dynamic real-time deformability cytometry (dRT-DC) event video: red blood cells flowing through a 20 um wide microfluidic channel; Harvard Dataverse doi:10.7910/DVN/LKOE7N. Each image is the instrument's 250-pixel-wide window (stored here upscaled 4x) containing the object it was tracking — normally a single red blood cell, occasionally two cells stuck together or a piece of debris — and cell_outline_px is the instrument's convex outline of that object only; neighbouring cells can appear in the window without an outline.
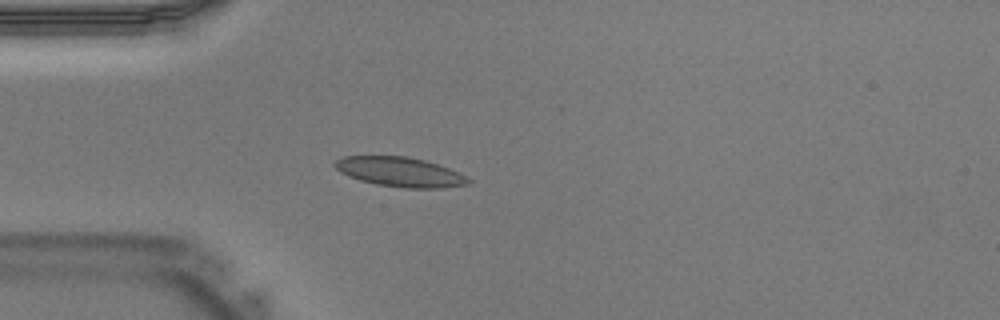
{"species": "Egyptian fruit bat (a non-hibernating species)", "species_latin": "Rousettus aegyptiacus", "temperature_condition": "warm", "stored_images_in_passage": 34, "camera_frame_rate_fps": 3000, "um_per_image_px": 0.085, "animal": {"sex": "male"}, "frame": {"image": 1, "passage_image": 5, "time_ms": 1.333, "image_size_px": [1000, 320], "cell_outline_px": [[472, 180], [468, 184], [440, 188], [404, 188], [376, 184], [360, 180], [348, 176], [340, 172], [332, 164], [336, 160], [344, 156], [408, 156], [424, 160], [448, 168]], "centroid_in_image_um": [33.95, 14.61], "position_along_channel_um": 51.0, "area_um2": 22.83}}
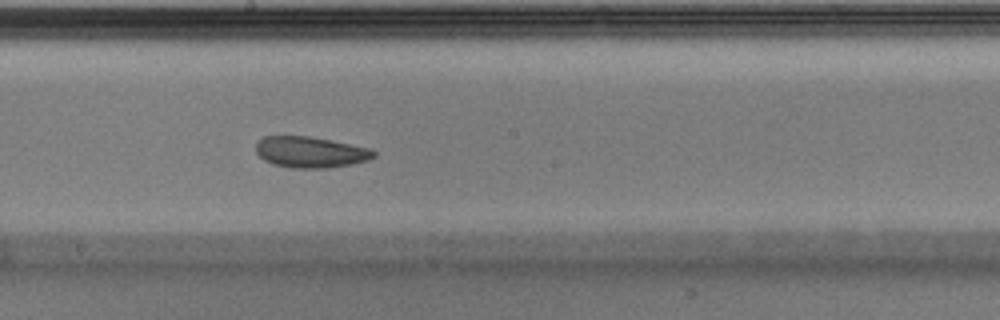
{"frame": {"image": 2, "passage_image": 16, "time_ms": 5.0, "image_size_px": [1000, 320], "cell_outline_px": [[376, 156], [368, 160], [352, 164], [328, 168], [292, 168], [272, 164], [264, 160], [256, 152], [256, 144], [264, 136], [308, 136], [372, 148], [376, 152]], "centroid_in_image_um": [26.41, 12.94], "position_along_channel_um": 221.8, "area_um2": 21.39}}
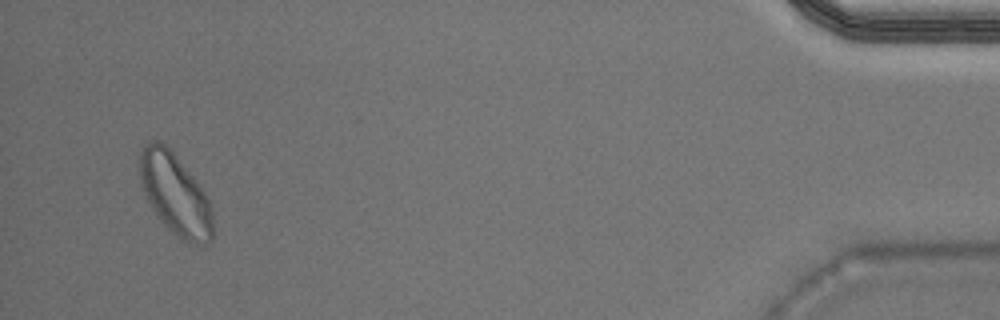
{"frame": {"image": 3, "passage_image": 33, "time_ms": 10.667, "image_size_px": [1000, 320], "cell_outline_px": [[212, 240], [208, 244], [188, 244], [172, 232], [156, 216], [140, 184], [140, 152], [144, 144], [148, 140], [156, 140], [164, 144], [172, 152], [192, 176], [204, 192], [212, 208]], "centroid_in_image_um": [14.88, 16.53], "position_along_channel_um": 420.3, "area_um2": 34.33}}